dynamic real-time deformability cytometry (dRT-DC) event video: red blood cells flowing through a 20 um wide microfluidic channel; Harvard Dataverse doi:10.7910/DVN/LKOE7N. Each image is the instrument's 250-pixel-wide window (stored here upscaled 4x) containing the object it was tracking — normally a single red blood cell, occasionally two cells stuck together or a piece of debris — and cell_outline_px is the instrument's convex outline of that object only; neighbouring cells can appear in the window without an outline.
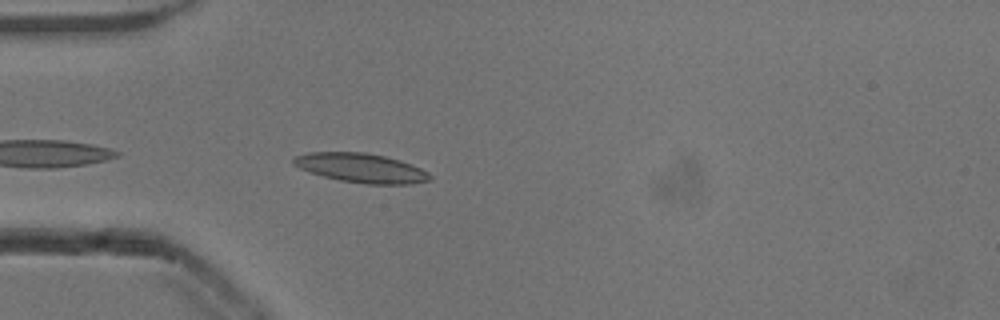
{"species": "common noctule bat (a hibernating species)", "species_latin": "Nyctalus noctula", "temperature_condition": "cold", "stored_images_in_passage": 24, "camera_frame_rate_fps": 3000, "um_per_image_px": 0.085, "animal": {"sex": "male", "body_mass_g": 13.3}, "frame": {"image": 1, "passage_image": 3, "time_ms": 0.667, "image_size_px": [1000, 320], "cell_outline_px": [[432, 180], [408, 184], [368, 184], [340, 180], [308, 172], [292, 164], [292, 160], [296, 156], [308, 152], [364, 152], [384, 156], [400, 160], [420, 168], [428, 172], [432, 176]], "centroid_in_image_um": [30.69, 14.27], "position_along_channel_um": 54.3, "area_um2": 23.18}}
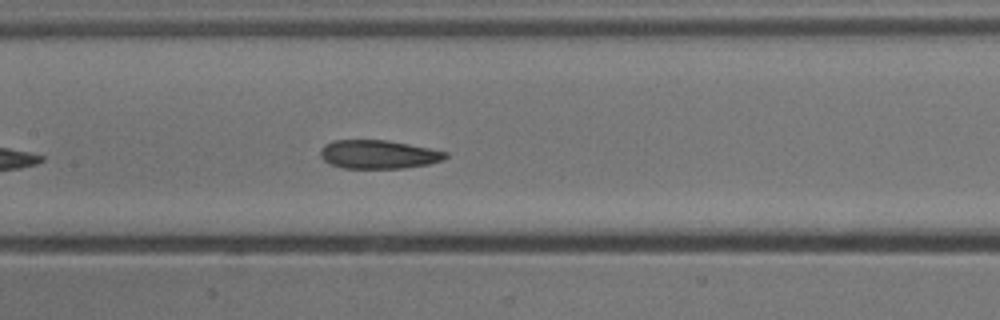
{"frame": {"image": 2, "passage_image": 13, "time_ms": 4.0, "image_size_px": [1000, 320], "cell_outline_px": [[448, 156], [444, 160], [428, 164], [404, 168], [340, 168], [328, 164], [320, 156], [320, 148], [324, 144], [332, 140], [388, 140], [448, 152]], "centroid_in_image_um": [32.13, 13.12], "position_along_channel_um": 175.3, "area_um2": 21.04}}
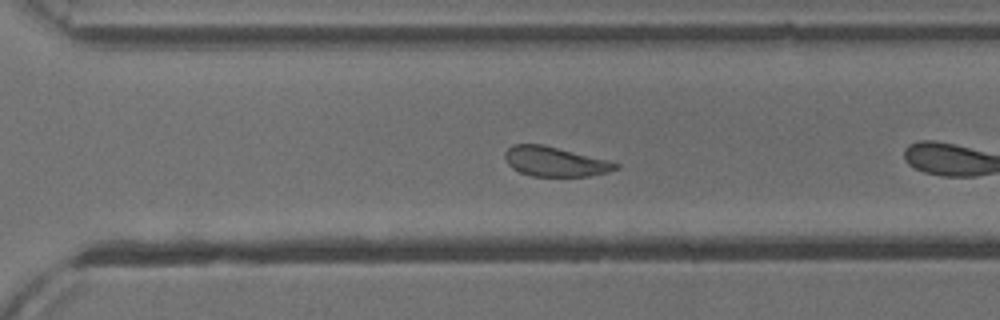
{"frame": {"image": 3, "passage_image": 22, "time_ms": 7.0, "image_size_px": [1000, 320], "cell_outline_px": [[620, 168], [608, 172], [588, 176], [532, 176], [520, 172], [512, 168], [508, 164], [504, 156], [504, 152], [512, 144], [544, 144], [608, 160], [620, 164]], "centroid_in_image_um": [47.17, 13.73], "position_along_channel_um": 323.4, "area_um2": 19.25}}